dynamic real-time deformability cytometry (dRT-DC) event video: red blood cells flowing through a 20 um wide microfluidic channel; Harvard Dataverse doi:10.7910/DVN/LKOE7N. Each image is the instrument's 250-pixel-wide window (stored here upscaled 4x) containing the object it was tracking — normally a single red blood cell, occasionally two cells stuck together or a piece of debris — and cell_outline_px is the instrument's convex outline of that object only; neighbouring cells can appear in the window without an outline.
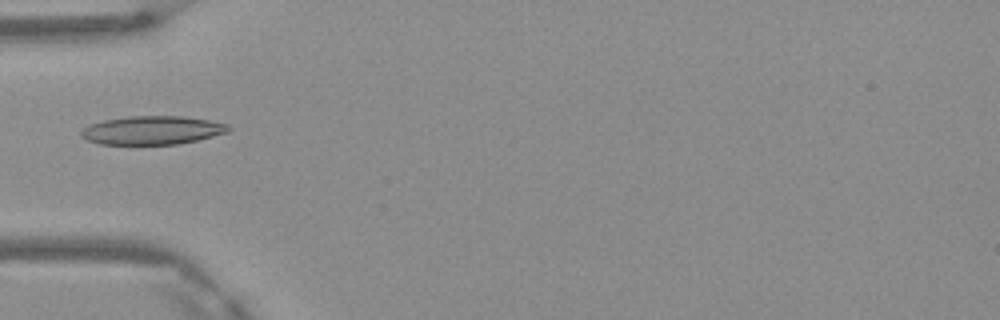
{"species": "Egyptian fruit bat (a non-hibernating species)", "species_latin": "Rousettus aegyptiacus", "temperature_condition": "warm", "stored_images_in_passage": 5, "camera_frame_rate_fps": 3000, "um_per_image_px": 0.085, "frame": {"image": 1, "passage_image": 5, "time_ms": 1.333, "image_size_px": [1000, 320], "cell_outline_px": [[232, 128], [228, 132], [196, 140], [176, 144], [100, 144], [88, 140], [80, 136], [80, 132], [84, 128], [92, 124], [104, 120], [128, 116], [184, 116], [208, 120], [228, 124]], "centroid_in_image_um": [12.95, 11.06], "position_along_channel_um": 72.0, "area_um2": 24.33}}